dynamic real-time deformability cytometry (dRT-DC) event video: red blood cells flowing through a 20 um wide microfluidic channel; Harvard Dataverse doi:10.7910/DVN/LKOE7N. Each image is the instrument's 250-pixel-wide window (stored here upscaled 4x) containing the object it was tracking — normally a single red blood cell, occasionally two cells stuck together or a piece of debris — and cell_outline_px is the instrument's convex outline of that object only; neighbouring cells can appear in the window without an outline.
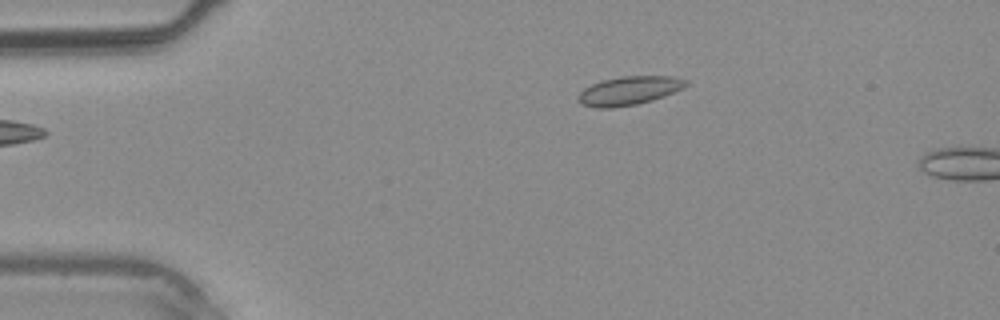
{"species": "common noctule bat (a hibernating species)", "species_latin": "Nyctalus noctula", "temperature_condition": "warm", "stored_images_in_passage": 4, "camera_frame_rate_fps": 3000, "um_per_image_px": 0.085, "animal": {"sex": "male", "body_mass_g": 20.4}, "frame": {"image": 1, "passage_image": 4, "time_ms": 4.667, "image_size_px": [1000, 320], "cell_outline_px": [[688, 84], [684, 88], [664, 96], [652, 100], [636, 104], [612, 108], [596, 108], [580, 104], [576, 100], [576, 96], [584, 88], [592, 84], [604, 80], [620, 76], [672, 76], [688, 80]], "centroid_in_image_um": [53.45, 7.71], "position_along_channel_um": 31.6, "area_um2": 18.15}}